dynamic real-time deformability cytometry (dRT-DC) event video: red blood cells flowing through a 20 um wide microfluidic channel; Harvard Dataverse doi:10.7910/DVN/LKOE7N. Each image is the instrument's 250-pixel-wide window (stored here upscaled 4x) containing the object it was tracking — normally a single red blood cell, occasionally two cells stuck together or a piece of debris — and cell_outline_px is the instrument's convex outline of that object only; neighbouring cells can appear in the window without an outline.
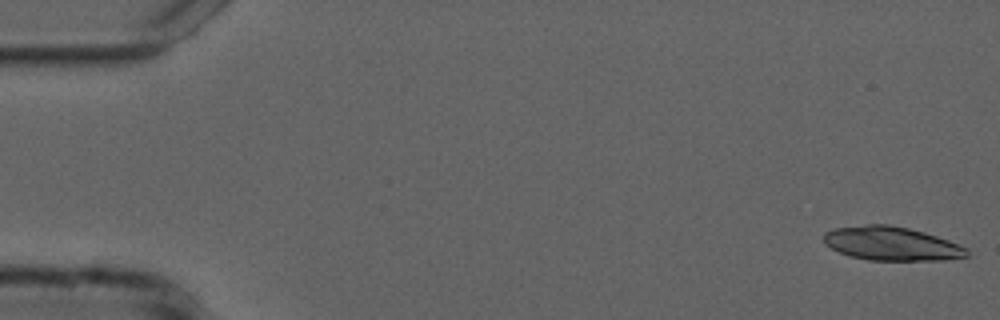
{"species": "common noctule bat (a hibernating species)", "species_latin": "Nyctalus noctula", "temperature_condition": "cold", "stored_images_in_passage": 17, "camera_frame_rate_fps": 3000, "um_per_image_px": 0.085, "animal": {"sex": "male", "forearm_length_mm": 52.5}, "frame": {"image": 1, "passage_image": 1, "time_ms": 0.0, "image_size_px": [1000, 320], "cell_outline_px": [[968, 256], [944, 260], [868, 260], [852, 256], [840, 252], [832, 248], [824, 240], [824, 232], [836, 228], [868, 224], [888, 224], [908, 228], [924, 232], [948, 240], [968, 248]], "centroid_in_image_um": [75.81, 20.7], "position_along_channel_um": 9.2, "area_um2": 27.92}}